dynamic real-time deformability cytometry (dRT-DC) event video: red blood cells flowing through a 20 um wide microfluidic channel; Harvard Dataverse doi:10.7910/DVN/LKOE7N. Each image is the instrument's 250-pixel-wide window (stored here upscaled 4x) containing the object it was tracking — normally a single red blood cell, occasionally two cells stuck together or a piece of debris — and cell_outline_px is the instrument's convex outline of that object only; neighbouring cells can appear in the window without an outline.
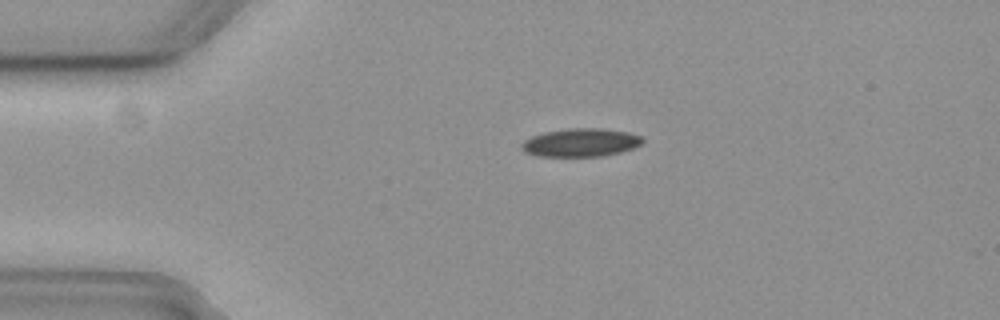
{"species": "common noctule bat (a hibernating species)", "species_latin": "Nyctalus noctula", "temperature_condition": "cold", "stored_images_in_passage": 3, "camera_frame_rate_fps": 3000, "um_per_image_px": 0.085, "animal": {"sex": "female", "body_mass_g": 19.3, "forearm_length_mm": 54.1}, "frame": {"image": 1, "passage_image": 2, "time_ms": 0.333, "image_size_px": [1000, 320], "cell_outline_px": [[644, 140], [640, 144], [632, 148], [620, 152], [604, 156], [536, 156], [524, 152], [520, 148], [520, 144], [524, 140], [532, 136], [544, 132], [568, 128], [604, 128], [628, 132], [640, 136]], "centroid_in_image_um": [49.32, 12.11], "position_along_channel_um": 35.7, "area_um2": 20.0}}